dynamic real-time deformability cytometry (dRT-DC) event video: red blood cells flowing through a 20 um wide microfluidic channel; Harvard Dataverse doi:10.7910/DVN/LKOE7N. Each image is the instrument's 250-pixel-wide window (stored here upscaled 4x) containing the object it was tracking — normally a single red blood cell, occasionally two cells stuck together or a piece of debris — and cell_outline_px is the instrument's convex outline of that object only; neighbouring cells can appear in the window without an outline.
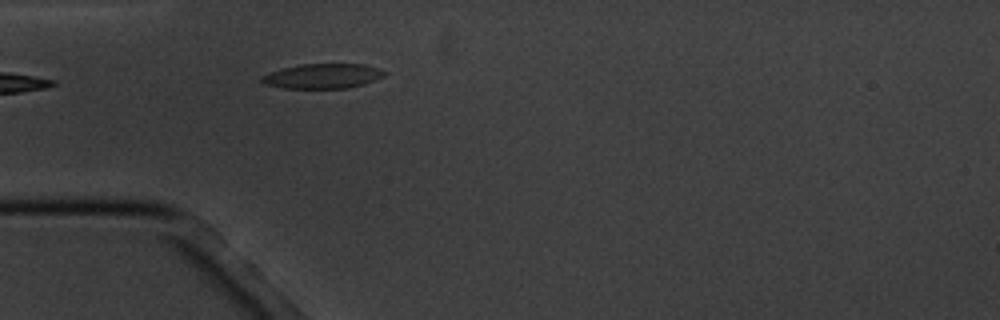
{"species": "common noctule bat (a hibernating species)", "species_latin": "Nyctalus noctula", "temperature_condition": "cold", "stored_images_in_passage": 1, "camera_frame_rate_fps": 3000, "um_per_image_px": 0.085, "animal": {"sex": "male", "body_mass_g": 20.1, "forearm_length_mm": 53.5}, "frame": {"image": 1, "passage_image": 1, "time_ms": 0.0, "image_size_px": [1000, 320], "cell_outline_px": [[388, 72], [384, 76], [376, 80], [364, 84], [348, 88], [284, 88], [264, 84], [260, 80], [260, 76], [280, 68], [300, 64], [364, 64]], "centroid_in_image_um": [27.41, 6.46], "position_along_channel_um": 57.6, "area_um2": 17.86}}